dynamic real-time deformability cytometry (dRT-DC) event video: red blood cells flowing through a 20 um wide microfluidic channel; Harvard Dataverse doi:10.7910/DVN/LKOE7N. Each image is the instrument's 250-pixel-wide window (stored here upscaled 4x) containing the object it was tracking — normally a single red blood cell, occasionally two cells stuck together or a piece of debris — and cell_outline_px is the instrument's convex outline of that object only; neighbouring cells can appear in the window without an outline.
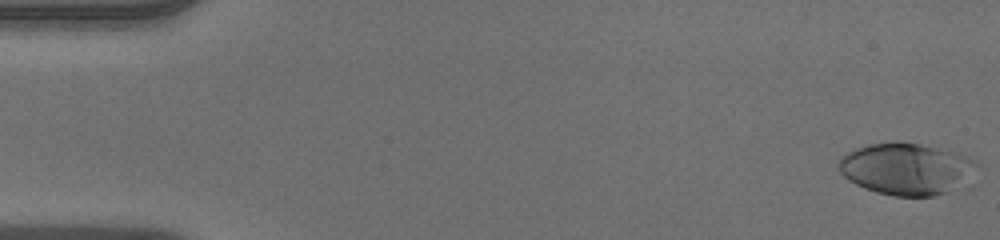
{"species": "human", "species_latin": "Homo sapiens", "temperature_condition": "warm", "stored_images_in_passage": 48, "camera_frame_rate_fps": 3000, "um_per_image_px": 0.085, "donor": {"sex": "male"}, "frame": {"image": 1, "passage_image": 1, "time_ms": 0.0, "image_size_px": [1000, 240], "cell_outline_px": [[976, 164], [972, 188], [964, 192], [932, 196], [892, 196], [876, 192], [864, 188], [848, 180], [840, 172], [840, 160], [848, 152], [856, 148], [868, 144], [896, 140], [900, 140], [944, 148], [960, 152], [968, 156]], "centroid_in_image_um": [77.23, 14.38], "position_along_channel_um": 7.8, "area_um2": 43.52}}
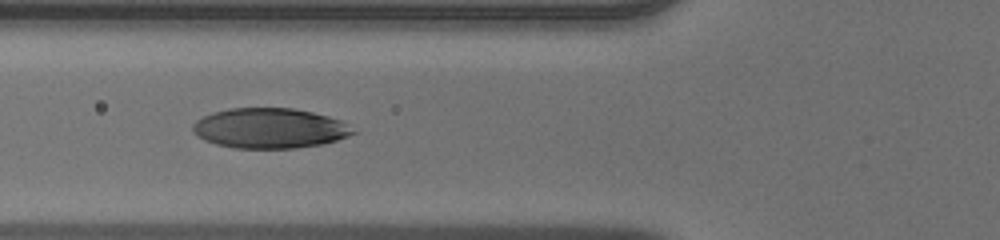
{"frame": {"image": 2, "passage_image": 18, "time_ms": 5.667, "image_size_px": [1000, 240], "cell_outline_px": [[356, 132], [348, 136], [324, 144], [296, 148], [232, 148], [216, 144], [204, 140], [196, 136], [192, 132], [192, 124], [196, 120], [212, 112], [228, 108], [292, 108], [312, 112], [328, 116], [340, 120]], "centroid_in_image_um": [22.87, 10.9], "position_along_channel_um": 102.9, "area_um2": 37.57}}
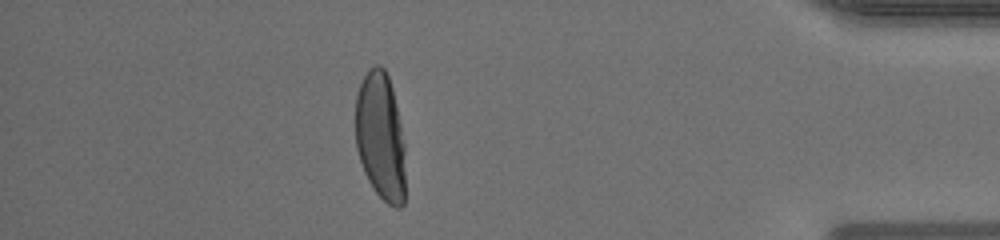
{"frame": {"image": 3, "passage_image": 42, "time_ms": 13.667, "image_size_px": [1000, 240], "cell_outline_px": [[404, 204], [400, 208], [396, 208], [388, 204], [372, 188], [364, 172], [356, 148], [356, 96], [360, 84], [368, 68], [376, 64], [380, 64], [384, 68], [388, 76], [392, 88], [400, 124], [404, 144]], "centroid_in_image_um": [32.33, 11.6], "position_along_channel_um": 402.9, "area_um2": 37.17}}